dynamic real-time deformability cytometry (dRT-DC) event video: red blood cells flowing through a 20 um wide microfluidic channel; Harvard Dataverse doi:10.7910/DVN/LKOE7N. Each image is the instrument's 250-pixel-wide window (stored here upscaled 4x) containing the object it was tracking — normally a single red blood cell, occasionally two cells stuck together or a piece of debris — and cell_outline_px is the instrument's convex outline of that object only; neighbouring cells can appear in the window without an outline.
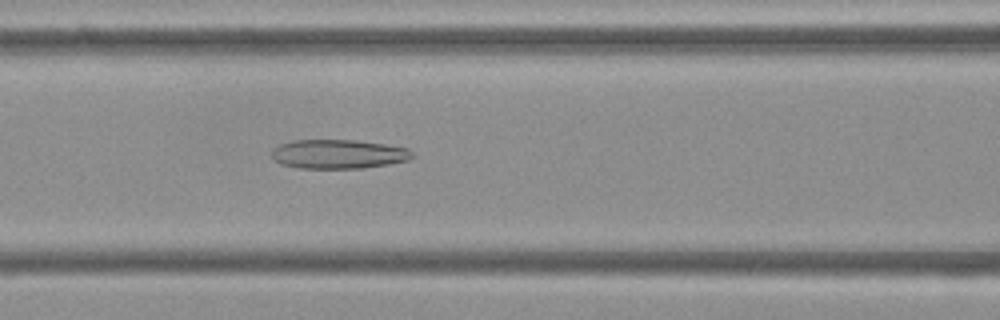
{"species": "Egyptian fruit bat (a non-hibernating species)", "species_latin": "Rousettus aegyptiacus", "temperature_condition": "cold", "stored_images_in_passage": 54, "camera_frame_rate_fps": 3000, "um_per_image_px": 0.085, "frame": {"image": 1, "passage_image": 23, "time_ms": 7.333, "image_size_px": [1000, 320], "cell_outline_px": [[416, 156], [408, 160], [388, 164], [364, 168], [300, 168], [280, 164], [272, 156], [272, 148], [280, 144], [292, 140], [356, 140], [384, 144], [408, 148]], "centroid_in_image_um": [28.77, 13.09], "position_along_channel_um": 137.8, "area_um2": 23.93}}
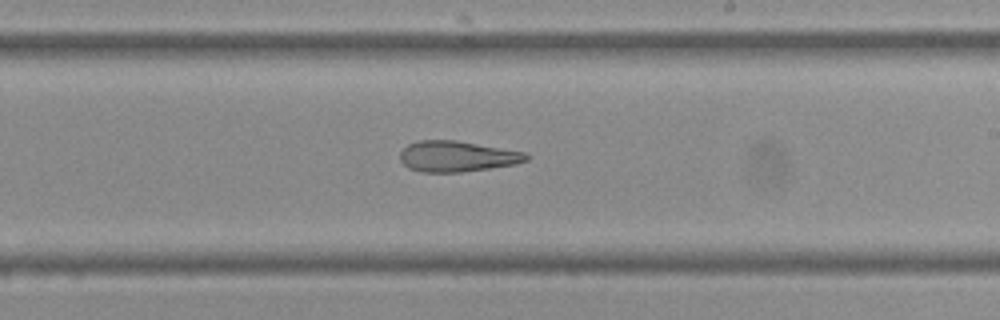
{"frame": {"image": 2, "passage_image": 32, "time_ms": 10.333, "image_size_px": [1000, 320], "cell_outline_px": [[528, 160], [516, 164], [460, 172], [420, 172], [408, 168], [400, 160], [400, 152], [408, 144], [416, 140], [456, 140], [528, 152]], "centroid_in_image_um": [38.85, 13.28], "position_along_channel_um": 250.2, "area_um2": 22.77}}
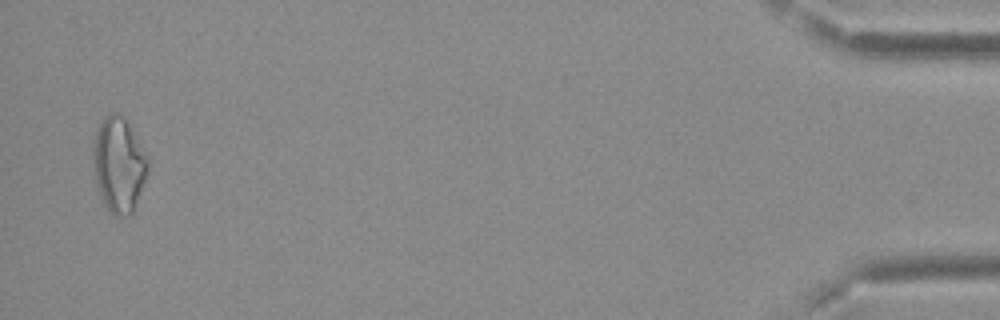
{"frame": {"image": 3, "passage_image": 53, "time_ms": 17.333, "image_size_px": [1000, 320], "cell_outline_px": [[148, 172], [132, 212], [128, 216], [116, 216], [108, 212], [104, 204], [96, 184], [92, 168], [92, 144], [100, 120], [104, 116], [112, 112], [116, 112], [124, 116], [148, 156]], "centroid_in_image_um": [10.07, 13.97], "position_along_channel_um": 425.1, "area_um2": 30.75}, "authors_computed_cell_mechanics": {"area_um2": 26.4146, "velocity_mm_per_s": 3.7452, "shape_relaxation_time_tau1_ms": null, "shape_relaxation_time_tau2_ms": 7.3522, "deformation_change_tau1": null, "deformation_change_tau2": 0.2165}}